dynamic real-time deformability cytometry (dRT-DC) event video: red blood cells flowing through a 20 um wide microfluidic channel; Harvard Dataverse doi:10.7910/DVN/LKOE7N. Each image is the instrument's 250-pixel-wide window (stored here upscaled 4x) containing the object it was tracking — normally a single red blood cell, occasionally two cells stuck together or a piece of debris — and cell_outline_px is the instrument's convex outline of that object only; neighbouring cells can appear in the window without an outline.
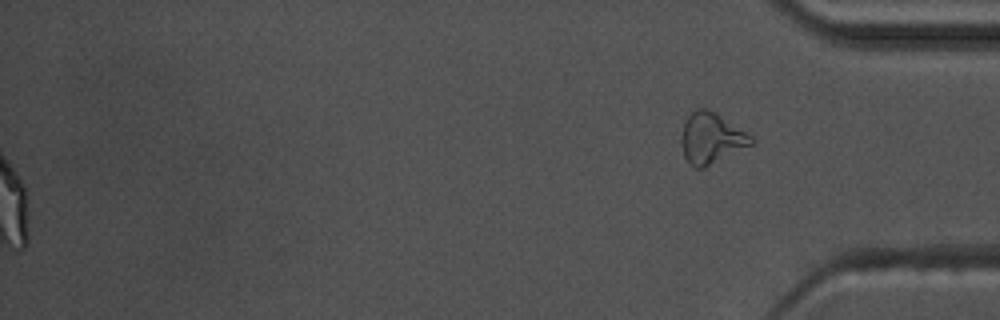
{"species": "common noctule bat (a hibernating species)", "species_latin": "Nyctalus noctula", "temperature_condition": "warm", "stored_images_in_passage": 56, "camera_frame_rate_fps": 3000, "um_per_image_px": 0.085, "animal": {"sex": "male", "body_mass_g": 17.5, "forearm_length_mm": 52.3}, "frame": {"image": 1, "passage_image": 56, "time_ms": 18.333, "image_size_px": [1000, 320], "cell_outline_px": [[756, 140], [752, 144], [704, 168], [692, 168], [688, 164], [684, 156], [680, 144], [680, 140], [684, 124], [688, 116], [696, 108], [708, 108], [752, 136]], "centroid_in_image_um": [60.42, 11.77], "position_along_channel_um": 374.8, "area_um2": 20.63}, "authors_computed_cell_mechanics": {"area_um2": 21.8484, "velocity_mm_per_s": 3.5695, "shape_relaxation_time_tau1_ms": 3.1566, "shape_relaxation_time_tau2_ms": 1.6166, "deformation_change_tau1": 0.156, "deformation_change_tau2": 0.0831}}